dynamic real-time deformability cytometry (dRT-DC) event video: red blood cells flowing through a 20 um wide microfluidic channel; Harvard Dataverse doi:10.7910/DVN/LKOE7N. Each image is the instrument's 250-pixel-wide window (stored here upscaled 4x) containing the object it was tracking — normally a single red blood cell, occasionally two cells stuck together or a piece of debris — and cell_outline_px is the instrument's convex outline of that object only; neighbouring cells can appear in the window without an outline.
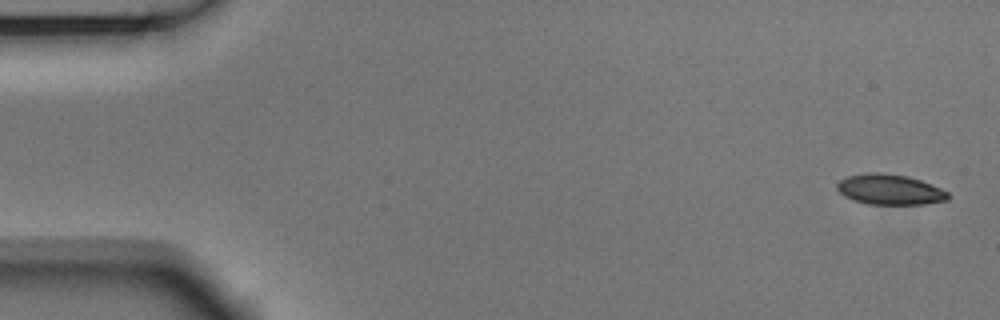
{"species": "Egyptian fruit bat (a non-hibernating species)", "species_latin": "Rousettus aegyptiacus", "temperature_condition": "room temperature", "stored_images_in_passage": 53, "camera_frame_rate_fps": 3000, "um_per_image_px": 0.085, "animal": {"sex": "male"}, "frame": {"image": 1, "passage_image": 1, "time_ms": 0.0, "image_size_px": [1000, 320], "cell_outline_px": [[948, 200], [924, 204], [868, 204], [844, 196], [836, 188], [836, 184], [840, 180], [848, 176], [876, 172], [908, 176], [920, 180], [940, 188], [948, 192]], "centroid_in_image_um": [75.63, 16.11], "position_along_channel_um": 9.4, "area_um2": 19.36}}
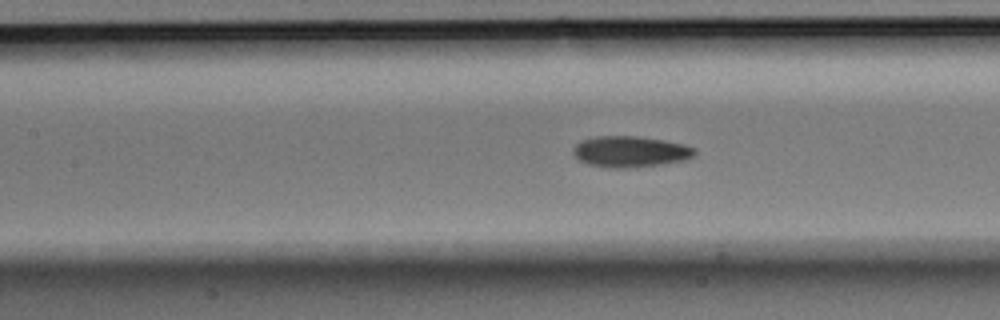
{"frame": {"image": 2, "passage_image": 23, "time_ms": 7.333, "image_size_px": [1000, 320], "cell_outline_px": [[696, 152], [692, 156], [684, 160], [636, 168], [612, 168], [588, 164], [580, 160], [572, 152], [572, 148], [580, 140], [596, 136], [636, 136], [664, 140], [684, 144], [696, 148]], "centroid_in_image_um": [53.56, 12.88], "position_along_channel_um": 153.8, "area_um2": 22.08}}
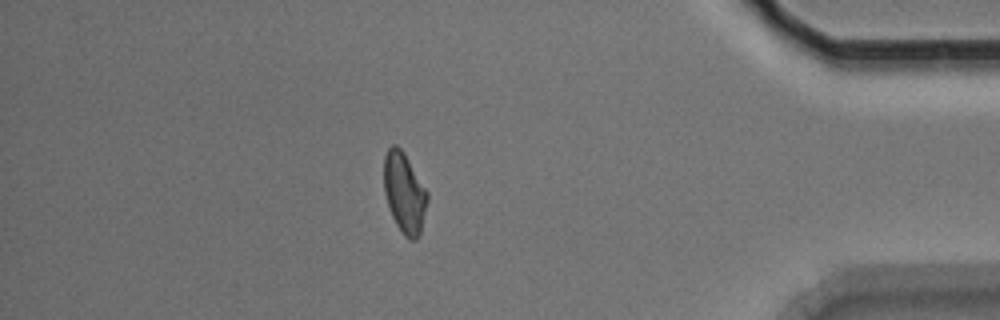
{"frame": {"image": 3, "passage_image": 46, "time_ms": 15.0, "image_size_px": [1000, 320], "cell_outline_px": [[428, 200], [420, 236], [416, 240], [408, 240], [404, 236], [396, 224], [392, 216], [384, 192], [384, 156], [388, 148], [392, 144], [396, 144], [404, 152], [428, 192]], "centroid_in_image_um": [34.38, 16.4], "position_along_channel_um": 400.8, "area_um2": 20.52}, "authors_computed_cell_mechanics": {"area_um2": 20.6924, "velocity_mm_per_s": 3.7348, "shape_relaxation_time_tau1_ms": 4.5249, "shape_relaxation_time_tau2_ms": 5.3322, "deformation_change_tau1": 0.124, "deformation_change_tau2": 0.1064}}